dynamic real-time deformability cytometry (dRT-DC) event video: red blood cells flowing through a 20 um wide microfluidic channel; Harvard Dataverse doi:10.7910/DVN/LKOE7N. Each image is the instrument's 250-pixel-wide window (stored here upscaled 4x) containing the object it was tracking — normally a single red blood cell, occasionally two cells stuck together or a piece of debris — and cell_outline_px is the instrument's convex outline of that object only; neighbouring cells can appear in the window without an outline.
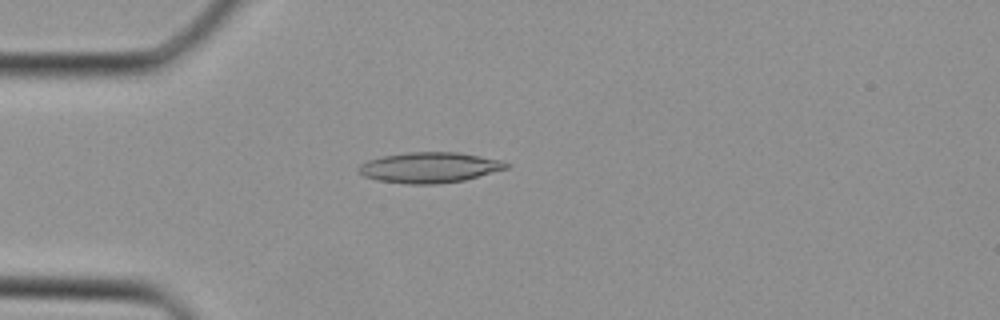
{"species": "Egyptian fruit bat (a non-hibernating species)", "species_latin": "Rousettus aegyptiacus", "temperature_condition": "cold", "stored_images_in_passage": 34, "camera_frame_rate_fps": 3000, "um_per_image_px": 0.085, "animal": {"sex": "female"}, "frame": {"image": 1, "passage_image": 7, "time_ms": 2.0, "image_size_px": [1000, 320], "cell_outline_px": [[512, 164], [508, 168], [464, 180], [436, 184], [408, 184], [376, 180], [364, 176], [360, 172], [360, 164], [368, 160], [384, 156], [408, 152], [460, 152], [504, 160]], "centroid_in_image_um": [36.57, 14.23], "position_along_channel_um": 48.4, "area_um2": 26.3}}
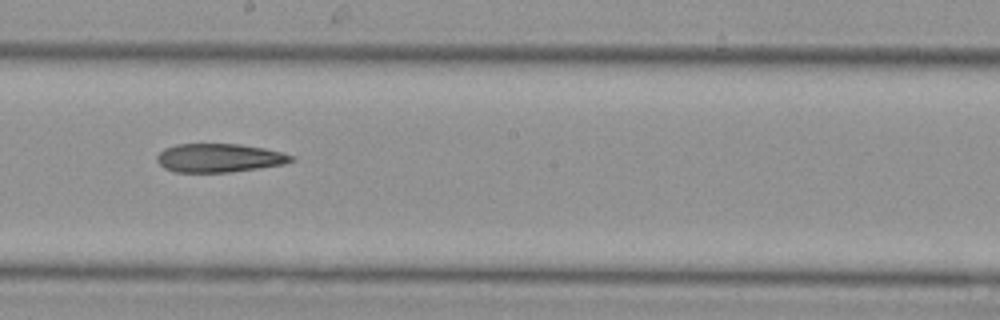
{"frame": {"image": 2, "passage_image": 18, "time_ms": 5.667, "image_size_px": [1000, 320], "cell_outline_px": [[296, 160], [284, 164], [260, 168], [228, 172], [176, 172], [164, 168], [156, 160], [156, 156], [164, 148], [176, 144], [240, 144], [264, 148], [280, 152], [292, 156]], "centroid_in_image_um": [18.61, 13.42], "position_along_channel_um": 229.6, "area_um2": 22.37}}
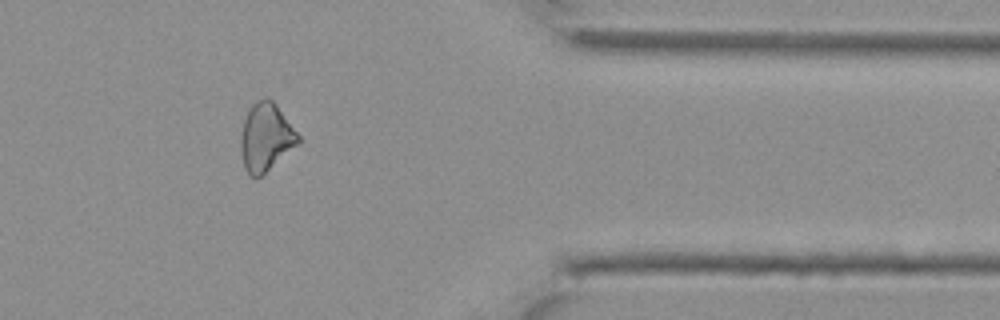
{"frame": {"image": 3, "passage_image": 28, "time_ms": 9.0, "image_size_px": [1000, 320], "cell_outline_px": [[300, 140], [296, 144], [260, 176], [252, 176], [244, 168], [240, 148], [240, 136], [244, 120], [248, 108], [256, 100], [268, 96], [276, 104], [300, 136]], "centroid_in_image_um": [22.56, 11.6], "position_along_channel_um": 388.8, "area_um2": 22.31}}